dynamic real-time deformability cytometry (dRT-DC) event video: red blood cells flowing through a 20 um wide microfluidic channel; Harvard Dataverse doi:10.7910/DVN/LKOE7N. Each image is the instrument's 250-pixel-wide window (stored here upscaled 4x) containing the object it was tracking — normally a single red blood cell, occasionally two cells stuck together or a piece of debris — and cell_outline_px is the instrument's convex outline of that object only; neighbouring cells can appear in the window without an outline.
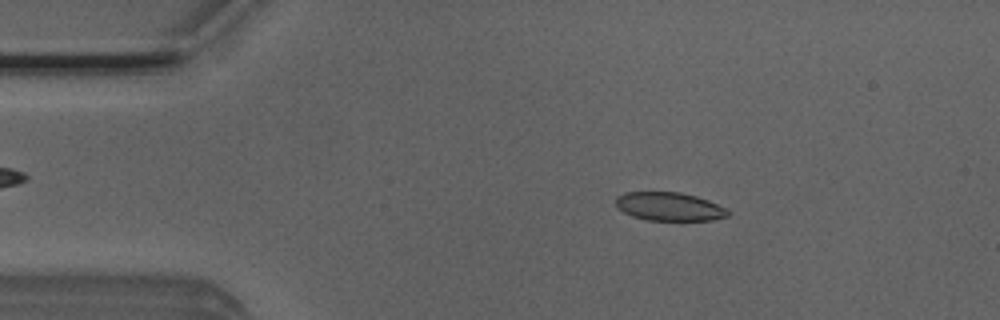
{"species": "Egyptian fruit bat (a non-hibernating species)", "species_latin": "Rousettus aegyptiacus", "temperature_condition": "room temperature", "stored_images_in_passage": 6, "camera_frame_rate_fps": 3000, "um_per_image_px": 0.085, "animal": {"sex": "male"}, "frame": {"image": 1, "passage_image": 2, "time_ms": 0.333, "image_size_px": [1000, 320], "cell_outline_px": [[728, 216], [712, 220], [648, 220], [632, 216], [616, 208], [616, 196], [624, 192], [680, 192], [696, 196], [708, 200], [724, 208], [728, 212]], "centroid_in_image_um": [56.83, 17.55], "position_along_channel_um": 28.2, "area_um2": 18.5}}
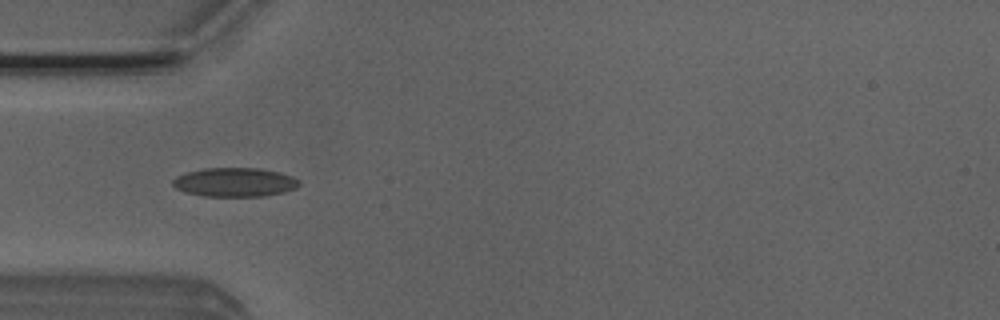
{"frame": {"image": 2, "passage_image": 4, "time_ms": 1.0, "image_size_px": [1000, 320], "cell_outline_px": [[300, 184], [296, 188], [284, 192], [264, 196], [204, 196], [184, 192], [176, 188], [172, 184], [172, 180], [176, 176], [188, 172], [204, 168], [260, 168], [280, 172], [292, 176], [300, 180]], "centroid_in_image_um": [19.97, 15.48], "position_along_channel_um": 65.0, "area_um2": 21.44}}